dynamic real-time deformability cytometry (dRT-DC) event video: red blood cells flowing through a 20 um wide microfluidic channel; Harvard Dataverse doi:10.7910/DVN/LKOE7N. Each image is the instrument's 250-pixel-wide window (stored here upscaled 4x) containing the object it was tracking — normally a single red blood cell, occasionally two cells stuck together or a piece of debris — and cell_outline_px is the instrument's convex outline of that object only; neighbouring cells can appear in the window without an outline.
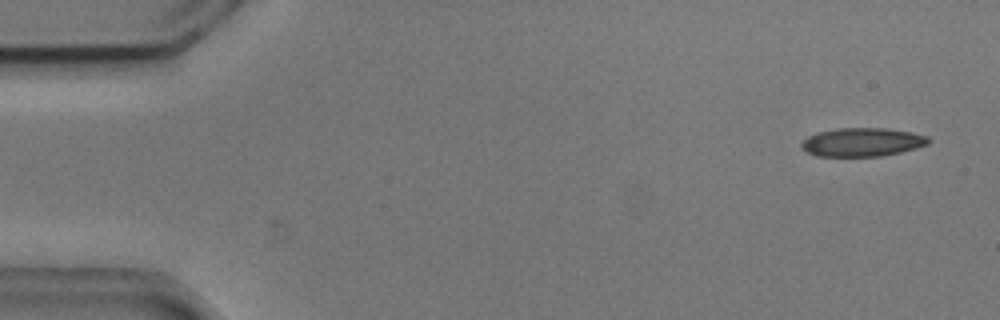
{"species": "common noctule bat (a hibernating species)", "species_latin": "Nyctalus noctula", "temperature_condition": "cold", "stored_images_in_passage": 8, "camera_frame_rate_fps": 3000, "um_per_image_px": 0.085, "animal": {"sex": "male", "body_mass_g": 20.5, "forearm_length_mm": 52.5}, "frame": {"image": 1, "passage_image": 1, "time_ms": 0.0, "image_size_px": [1000, 320], "cell_outline_px": [[932, 140], [928, 144], [916, 148], [900, 152], [880, 156], [816, 156], [800, 148], [800, 144], [808, 136], [816, 132], [836, 128], [888, 128], [912, 132], [928, 136]], "centroid_in_image_um": [73.29, 12.07], "position_along_channel_um": 11.7, "area_um2": 21.33}}
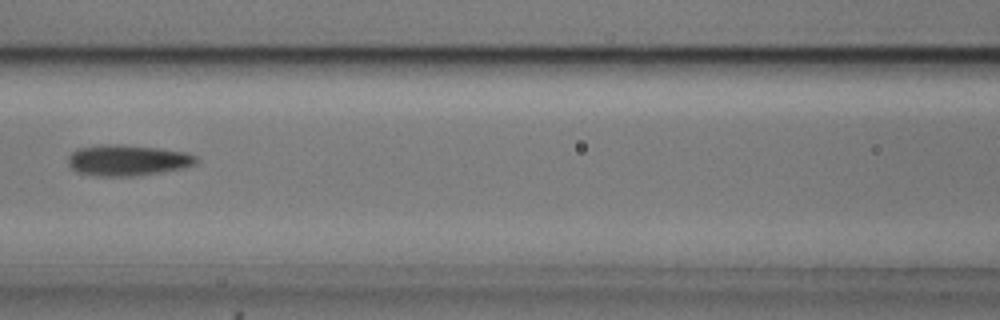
{"frame": {"image": 2, "passage_image": 7, "time_ms": 2.0, "image_size_px": [1000, 320], "cell_outline_px": [[200, 160], [196, 164], [184, 168], [140, 176], [96, 176], [76, 172], [68, 164], [68, 156], [76, 148], [112, 144], [120, 144], [160, 148], [188, 152], [196, 156]], "centroid_in_image_um": [10.88, 13.63], "position_along_channel_um": 155.7, "area_um2": 23.47}}
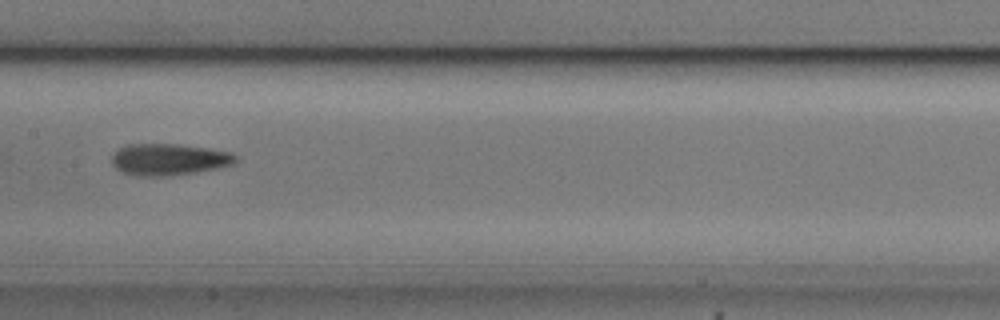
{"frame": {"image": 3, "passage_image": 8, "time_ms": 2.333, "image_size_px": [1000, 320], "cell_outline_px": [[240, 160], [232, 164], [216, 168], [196, 172], [168, 176], [136, 176], [124, 172], [116, 168], [112, 164], [112, 156], [120, 148], [128, 144], [176, 144], [212, 148], [232, 152]], "centroid_in_image_um": [14.4, 13.55], "position_along_channel_um": 193.0, "area_um2": 22.89}}